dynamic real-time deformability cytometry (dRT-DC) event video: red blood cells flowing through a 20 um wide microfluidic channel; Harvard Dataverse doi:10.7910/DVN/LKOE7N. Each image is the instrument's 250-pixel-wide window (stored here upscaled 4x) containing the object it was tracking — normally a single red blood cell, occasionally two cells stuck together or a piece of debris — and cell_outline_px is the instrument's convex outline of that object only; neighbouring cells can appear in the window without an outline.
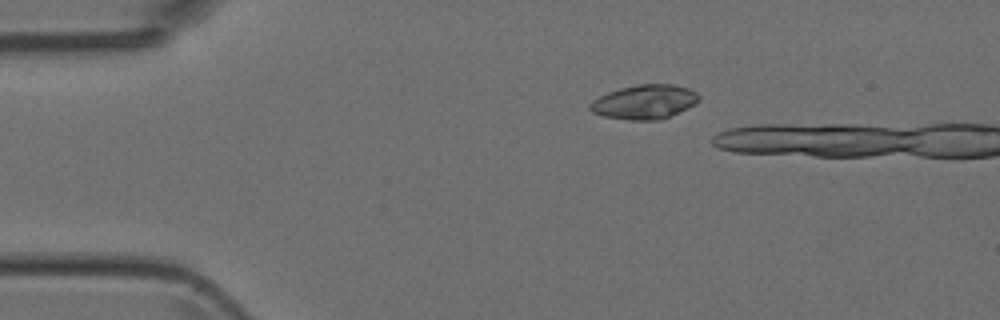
{"species": "Egyptian fruit bat (a non-hibernating species)", "species_latin": "Rousettus aegyptiacus", "temperature_condition": "room temperature", "stored_images_in_passage": 3, "camera_frame_rate_fps": 3000, "um_per_image_px": 0.085, "animal": {"sex": "female"}, "frame": {"image": 1, "passage_image": 1, "time_ms": 0.0, "image_size_px": [1000, 320], "cell_outline_px": [[700, 100], [688, 108], [660, 120], [632, 120], [604, 116], [592, 112], [588, 108], [588, 104], [592, 100], [608, 92], [620, 88], [636, 84], [672, 84], [688, 88], [696, 92], [700, 96]], "centroid_in_image_um": [54.78, 8.66], "position_along_channel_um": 30.2, "area_um2": 21.79}}